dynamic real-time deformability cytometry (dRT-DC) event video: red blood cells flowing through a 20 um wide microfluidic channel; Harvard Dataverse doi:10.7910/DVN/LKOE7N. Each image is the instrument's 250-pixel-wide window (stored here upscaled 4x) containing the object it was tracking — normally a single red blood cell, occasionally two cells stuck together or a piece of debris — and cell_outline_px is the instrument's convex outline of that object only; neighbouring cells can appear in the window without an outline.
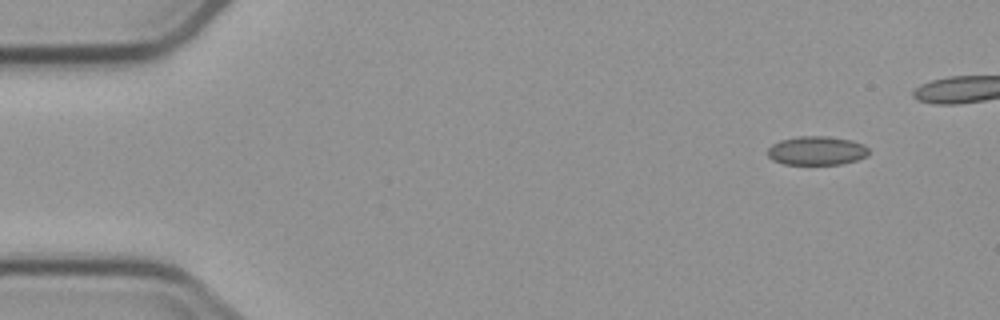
{"species": "common noctule bat (a hibernating species)", "species_latin": "Nyctalus noctula", "temperature_condition": "cold", "stored_images_in_passage": 5, "camera_frame_rate_fps": 3000, "um_per_image_px": 0.085, "animal": {"sex": "male", "body_mass_g": 23.1, "forearm_length_mm": 52.7}, "frame": {"image": 1, "passage_image": 1, "time_ms": 0.0, "image_size_px": [1000, 320], "cell_outline_px": [[868, 156], [856, 160], [840, 164], [784, 164], [772, 160], [768, 156], [768, 148], [772, 144], [780, 140], [796, 136], [828, 136], [852, 140], [864, 144], [868, 148]], "centroid_in_image_um": [69.42, 12.8], "position_along_channel_um": 15.6, "area_um2": 17.11}}